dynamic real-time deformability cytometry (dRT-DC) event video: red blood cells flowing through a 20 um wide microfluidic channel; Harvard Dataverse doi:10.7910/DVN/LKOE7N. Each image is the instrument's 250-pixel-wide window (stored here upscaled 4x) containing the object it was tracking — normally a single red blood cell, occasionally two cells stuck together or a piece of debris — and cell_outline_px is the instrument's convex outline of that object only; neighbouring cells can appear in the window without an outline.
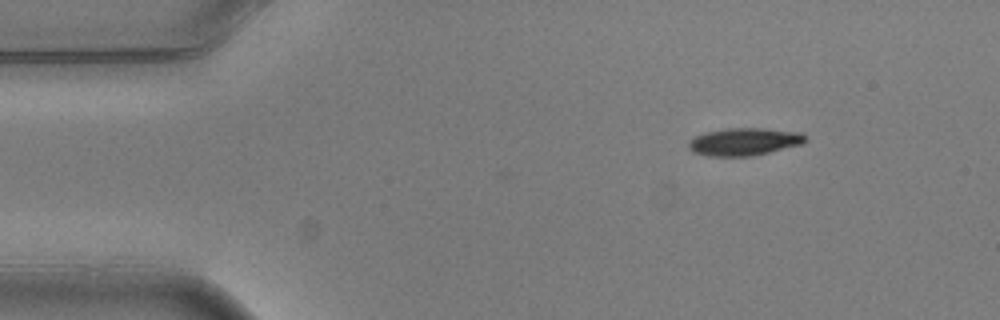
{"species": "common noctule bat (a hibernating species)", "species_latin": "Nyctalus noctula", "temperature_condition": "warm", "stored_images_in_passage": 3, "camera_frame_rate_fps": 3000, "um_per_image_px": 0.085, "animal": {"sex": "male", "body_mass_g": 20.5, "forearm_length_mm": 52.5}, "frame": {"image": 1, "passage_image": 1, "time_ms": 0.0, "image_size_px": [1000, 320], "cell_outline_px": [[808, 140], [804, 144], [768, 152], [748, 156], [708, 156], [692, 152], [688, 148], [688, 144], [696, 136], [708, 132], [728, 128], [764, 128], [800, 132], [808, 136]], "centroid_in_image_um": [63.32, 12.04], "position_along_channel_um": 21.7, "area_um2": 18.73}}
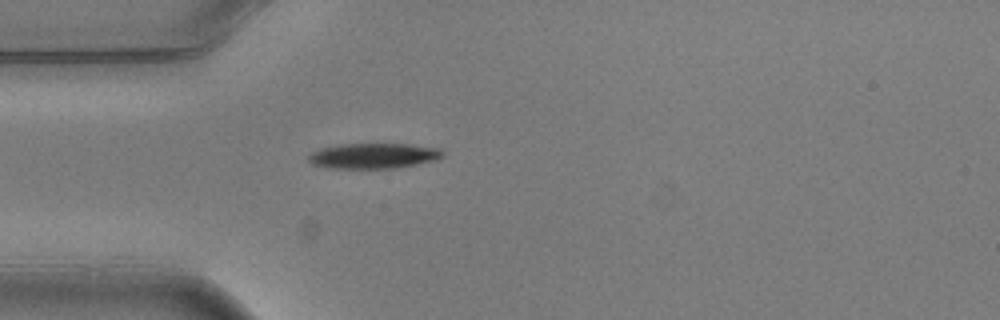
{"frame": {"image": 2, "passage_image": 3, "time_ms": 0.667, "image_size_px": [1000, 320], "cell_outline_px": [[444, 156], [436, 160], [396, 168], [328, 168], [312, 164], [308, 160], [308, 156], [312, 152], [320, 148], [340, 144], [408, 144], [440, 148], [444, 152]], "centroid_in_image_um": [31.76, 13.24], "position_along_channel_um": 53.2, "area_um2": 19.88}}